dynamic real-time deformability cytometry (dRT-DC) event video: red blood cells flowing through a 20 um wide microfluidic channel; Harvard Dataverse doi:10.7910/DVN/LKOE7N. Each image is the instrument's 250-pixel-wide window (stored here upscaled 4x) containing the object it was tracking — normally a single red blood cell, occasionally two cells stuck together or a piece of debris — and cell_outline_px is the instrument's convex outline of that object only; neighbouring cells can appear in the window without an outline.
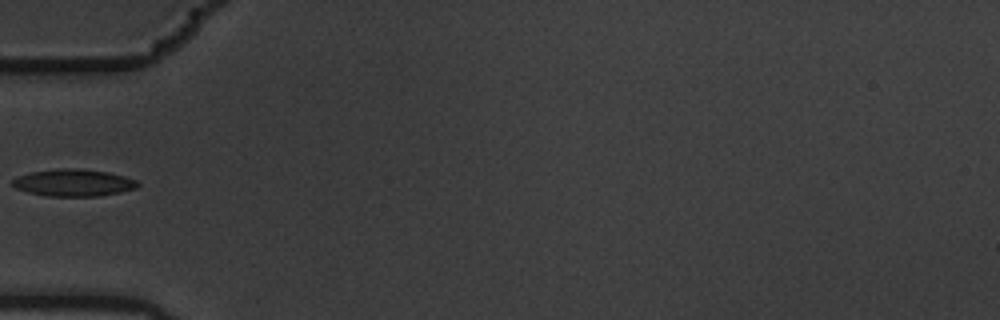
{"species": "common noctule bat (a hibernating species)", "species_latin": "Nyctalus noctula", "temperature_condition": "warm", "stored_images_in_passage": 7, "camera_frame_rate_fps": 3000, "um_per_image_px": 0.085, "animal": {"sex": "male", "body_mass_g": 19.5, "forearm_length_mm": 54.6}, "frame": {"image": 1, "passage_image": 6, "time_ms": 1.667, "image_size_px": [1000, 320], "cell_outline_px": [[140, 184], [136, 188], [120, 192], [100, 196], [48, 196], [28, 192], [16, 188], [12, 184], [12, 180], [20, 176], [32, 172], [56, 168], [76, 168], [108, 172], [124, 176], [136, 180]], "centroid_in_image_um": [6.27, 15.53], "position_along_channel_um": 78.7, "area_um2": 19.65}}
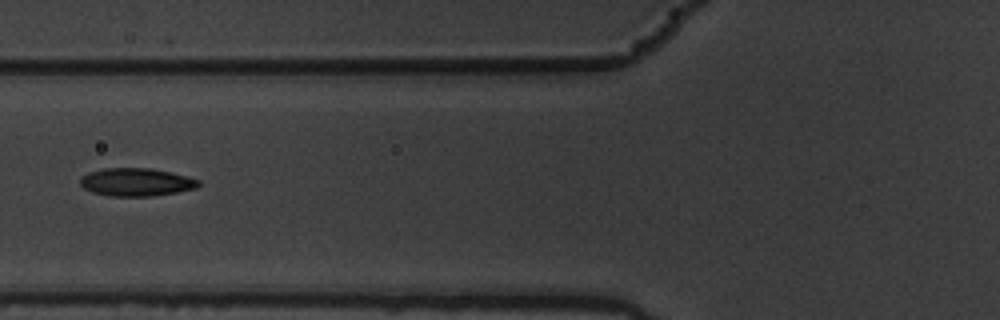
{"frame": {"image": 2, "passage_image": 7, "time_ms": 2.0, "image_size_px": [1000, 320], "cell_outline_px": [[200, 184], [196, 188], [176, 192], [152, 196], [108, 196], [92, 192], [84, 188], [80, 184], [80, 176], [88, 172], [104, 168], [152, 168], [188, 176], [200, 180]], "centroid_in_image_um": [11.56, 15.47], "position_along_channel_um": 114.2, "area_um2": 19.42}}